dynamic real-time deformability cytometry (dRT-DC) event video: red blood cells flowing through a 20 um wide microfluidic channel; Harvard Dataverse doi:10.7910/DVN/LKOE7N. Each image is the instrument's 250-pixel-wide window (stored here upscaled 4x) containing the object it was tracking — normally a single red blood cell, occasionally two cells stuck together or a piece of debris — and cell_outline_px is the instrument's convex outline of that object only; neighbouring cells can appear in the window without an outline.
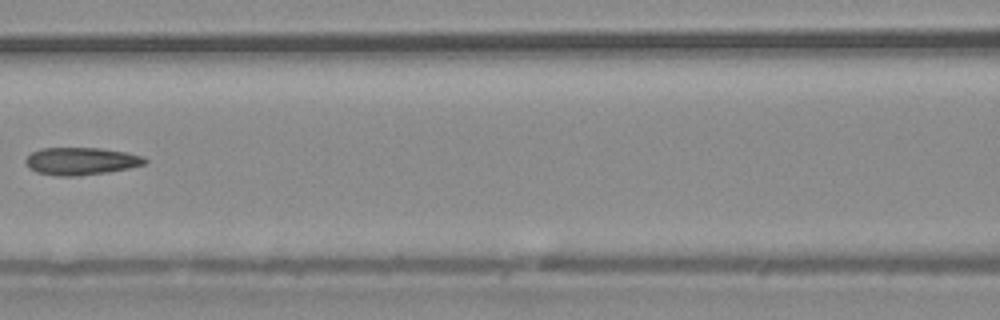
{"species": "common noctule bat (a hibernating species)", "species_latin": "Nyctalus noctula", "temperature_condition": "warm", "stored_images_in_passage": 8, "camera_frame_rate_fps": 3000, "um_per_image_px": 0.085, "animal": {"sex": "male", "body_mass_g": 20.4}, "frame": {"image": 1, "passage_image": 7, "time_ms": 2.0, "image_size_px": [1000, 320], "cell_outline_px": [[148, 160], [144, 164], [128, 168], [108, 172], [76, 176], [56, 176], [36, 172], [28, 168], [24, 160], [32, 152], [40, 148], [100, 148], [124, 152], [144, 156]], "centroid_in_image_um": [6.86, 13.7], "position_along_channel_um": 159.7, "area_um2": 19.13}}
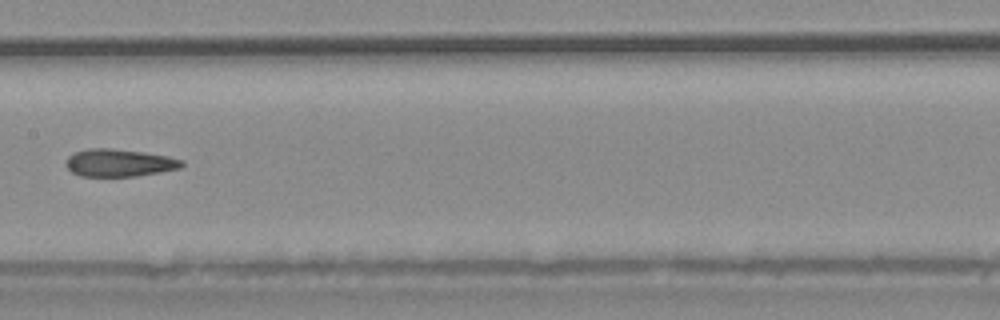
{"frame": {"image": 2, "passage_image": 8, "time_ms": 2.333, "image_size_px": [1000, 320], "cell_outline_px": [[184, 164], [180, 168], [160, 172], [136, 176], [80, 176], [72, 172], [64, 164], [68, 156], [76, 152], [88, 148], [112, 148], [144, 152], [168, 156], [184, 160]], "centroid_in_image_um": [10.13, 13.83], "position_along_channel_um": 197.3, "area_um2": 18.67}}